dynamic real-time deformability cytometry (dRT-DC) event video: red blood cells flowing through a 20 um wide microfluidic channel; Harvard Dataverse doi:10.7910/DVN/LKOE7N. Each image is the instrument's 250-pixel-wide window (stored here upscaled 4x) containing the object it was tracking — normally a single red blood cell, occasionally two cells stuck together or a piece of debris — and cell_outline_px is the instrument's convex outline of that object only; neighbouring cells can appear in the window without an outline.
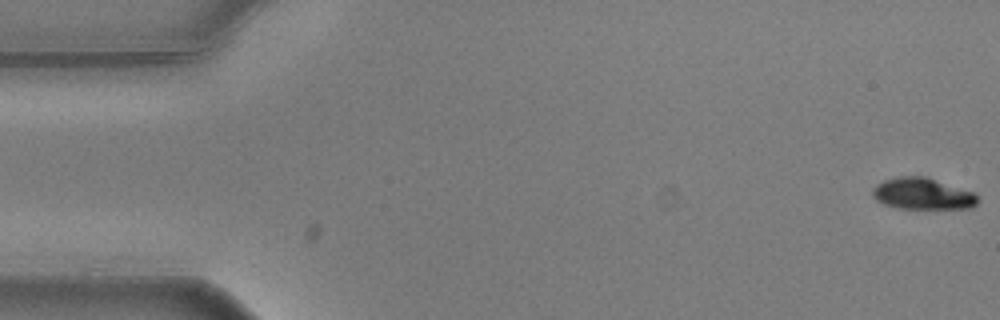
{"species": "common noctule bat (a hibernating species)", "species_latin": "Nyctalus noctula", "temperature_condition": "warm", "stored_images_in_passage": 56, "camera_frame_rate_fps": 3000, "um_per_image_px": 0.085, "animal": {"sex": "male", "body_mass_g": 20.5, "forearm_length_mm": 52.5}, "frame": {"image": 1, "passage_image": 1, "time_ms": 0.0, "image_size_px": [1000, 320], "cell_outline_px": [[980, 200], [972, 208], [896, 208], [884, 204], [876, 200], [872, 196], [872, 188], [876, 184], [884, 180], [900, 176], [928, 176], [976, 192]], "centroid_in_image_um": [78.46, 16.45], "position_along_channel_um": 6.5, "area_um2": 19.71}}
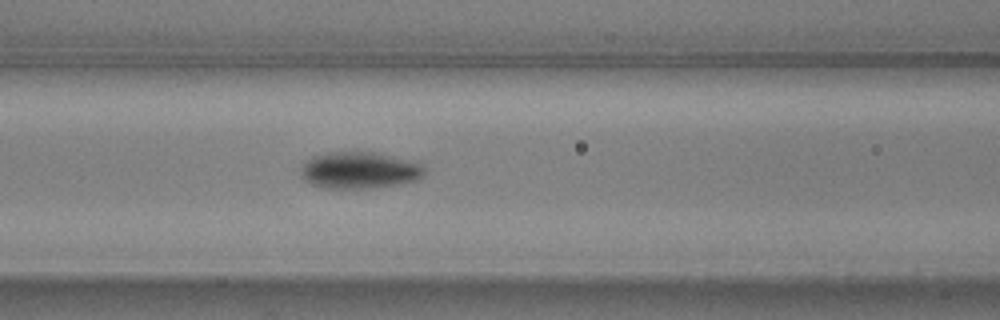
{"frame": {"image": 2, "passage_image": 23, "time_ms": 7.333, "image_size_px": [1000, 320], "cell_outline_px": [[424, 176], [420, 180], [372, 188], [324, 188], [312, 184], [300, 176], [300, 172], [304, 164], [312, 156], [328, 152], [376, 152], [416, 160], [424, 164]], "centroid_in_image_um": [30.63, 14.46], "position_along_channel_um": 136.0, "area_um2": 26.82}}
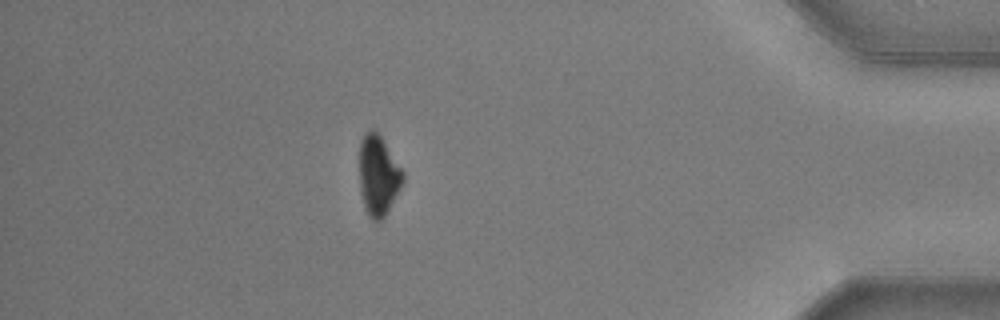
{"frame": {"image": 3, "passage_image": 49, "time_ms": 16.0, "image_size_px": [1000, 320], "cell_outline_px": [[404, 180], [400, 188], [384, 216], [380, 220], [372, 220], [368, 216], [364, 208], [360, 192], [360, 140], [372, 128], [380, 136], [404, 172]], "centroid_in_image_um": [32.14, 14.93], "position_along_channel_um": 403.1, "area_um2": 19.94}, "authors_computed_cell_mechanics": {"area_um2": 22.831, "velocity_mm_per_s": 3.6211, "shape_relaxation_time_tau1_ms": 2.2881, "shape_relaxation_time_tau2_ms": 3.6718, "deformation_change_tau1": 0.14, "deformation_change_tau2": 0.05}}